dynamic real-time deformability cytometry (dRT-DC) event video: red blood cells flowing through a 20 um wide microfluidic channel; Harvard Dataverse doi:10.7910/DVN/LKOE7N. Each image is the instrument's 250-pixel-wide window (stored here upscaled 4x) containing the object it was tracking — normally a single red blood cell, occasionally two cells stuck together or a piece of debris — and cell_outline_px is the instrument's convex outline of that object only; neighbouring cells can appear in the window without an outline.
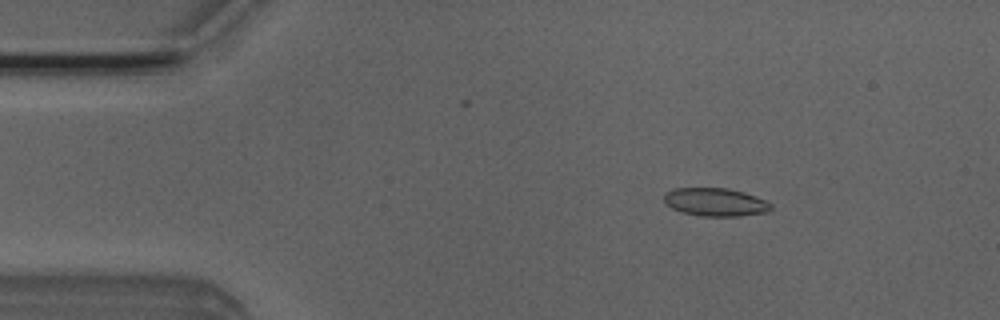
{"species": "Egyptian fruit bat (a non-hibernating species)", "species_latin": "Rousettus aegyptiacus", "temperature_condition": "room temperature", "stored_images_in_passage": 23, "camera_frame_rate_fps": 3000, "um_per_image_px": 0.085, "animal": {"sex": "male"}, "frame": {"image": 1, "passage_image": 8, "time_ms": 2.333, "image_size_px": [1000, 320], "cell_outline_px": [[772, 208], [768, 212], [736, 216], [700, 216], [680, 212], [664, 204], [664, 192], [672, 188], [728, 188], [744, 192], [768, 200], [772, 204]], "centroid_in_image_um": [60.79, 17.17], "position_along_channel_um": 24.2, "area_um2": 17.86}}